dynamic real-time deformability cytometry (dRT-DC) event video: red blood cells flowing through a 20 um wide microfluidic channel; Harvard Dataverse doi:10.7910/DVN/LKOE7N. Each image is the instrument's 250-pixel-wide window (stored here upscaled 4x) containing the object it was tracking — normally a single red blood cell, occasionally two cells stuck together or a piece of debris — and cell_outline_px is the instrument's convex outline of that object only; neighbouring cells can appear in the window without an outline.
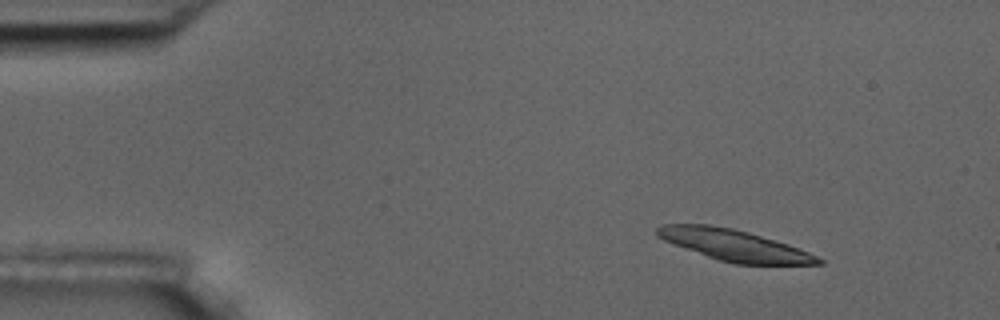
{"species": "common noctule bat (a hibernating species)", "species_latin": "Nyctalus noctula", "temperature_condition": "room temperature", "stored_images_in_passage": 5, "camera_frame_rate_fps": 3000, "um_per_image_px": 0.085, "animal": {"sex": "male", "body_mass_g": 17.5, "forearm_length_mm": 52.3}, "frame": {"image": 1, "passage_image": 1, "time_ms": 0.0, "image_size_px": [1000, 320], "cell_outline_px": [[824, 264], [736, 264], [720, 260], [708, 256], [664, 240], [656, 236], [656, 228], [660, 224], [708, 224], [732, 228], [748, 232], [776, 240], [788, 244], [808, 252], [824, 260]], "centroid_in_image_um": [62.41, 20.83], "position_along_channel_um": 22.6, "area_um2": 28.96}}